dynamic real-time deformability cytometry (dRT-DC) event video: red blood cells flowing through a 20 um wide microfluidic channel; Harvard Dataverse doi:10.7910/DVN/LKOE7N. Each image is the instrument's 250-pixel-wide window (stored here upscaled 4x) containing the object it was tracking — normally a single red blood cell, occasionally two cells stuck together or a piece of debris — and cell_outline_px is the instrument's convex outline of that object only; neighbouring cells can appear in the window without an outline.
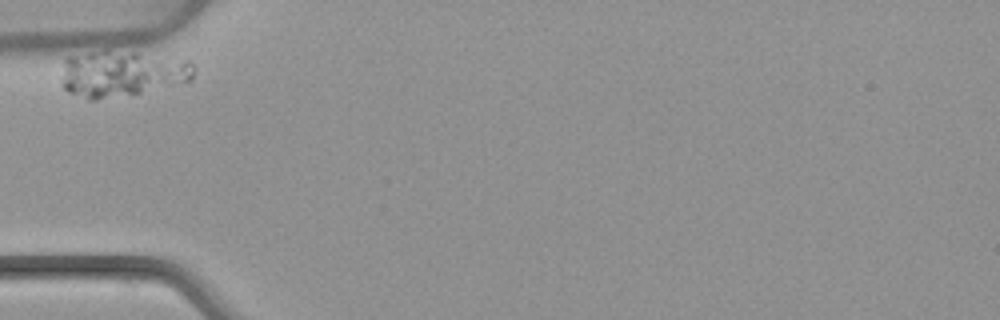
{"species": "common noctule bat (a hibernating species)", "species_latin": "Nyctalus noctula", "temperature_condition": "warm", "stored_images_in_passage": 1, "camera_frame_rate_fps": 3000, "um_per_image_px": 0.085, "animal": {"sex": "female", "body_mass_g": 22.7, "forearm_length_mm": 54.2}, "frame": {"image": 1, "passage_image": 1, "time_ms": 0.0, "image_size_px": [1000, 320], "cell_outline_px": [[196, 68], [192, 80], [140, 92], [96, 100], [88, 100], [68, 92], [60, 84], [64, 60], [68, 56], [104, 48], [108, 48], [136, 52], [188, 60]], "centroid_in_image_um": [10.29, 6.21], "position_along_channel_um": 74.7, "area_um2": 36.18}}